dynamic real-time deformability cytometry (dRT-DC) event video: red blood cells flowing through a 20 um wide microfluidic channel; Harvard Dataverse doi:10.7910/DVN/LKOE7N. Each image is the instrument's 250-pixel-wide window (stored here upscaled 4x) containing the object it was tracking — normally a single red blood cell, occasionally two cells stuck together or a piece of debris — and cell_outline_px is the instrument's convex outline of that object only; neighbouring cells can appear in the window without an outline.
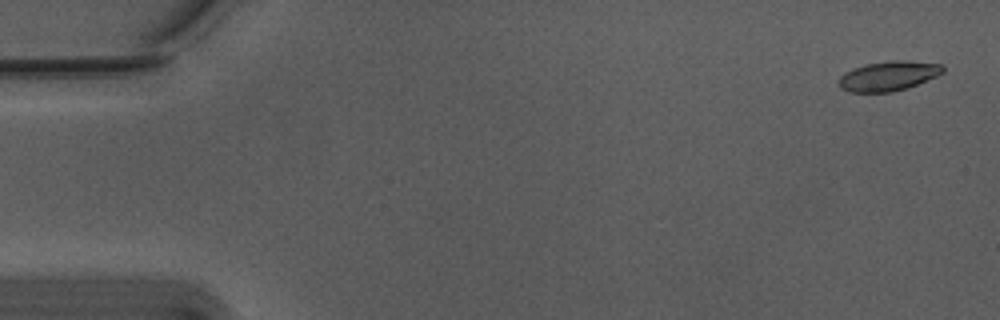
{"species": "Egyptian fruit bat (a non-hibernating species)", "species_latin": "Rousettus aegyptiacus", "temperature_condition": "warm", "stored_images_in_passage": 10, "camera_frame_rate_fps": 3000, "um_per_image_px": 0.085, "animal": {"sex": "male"}, "frame": {"image": 1, "passage_image": 2, "time_ms": 0.333, "image_size_px": [1000, 320], "cell_outline_px": [[944, 72], [936, 76], [916, 84], [892, 92], [848, 92], [840, 88], [840, 76], [844, 72], [852, 68], [864, 64], [888, 60], [908, 60], [944, 64]], "centroid_in_image_um": [75.51, 6.43], "position_along_channel_um": 9.5, "area_um2": 18.09}}